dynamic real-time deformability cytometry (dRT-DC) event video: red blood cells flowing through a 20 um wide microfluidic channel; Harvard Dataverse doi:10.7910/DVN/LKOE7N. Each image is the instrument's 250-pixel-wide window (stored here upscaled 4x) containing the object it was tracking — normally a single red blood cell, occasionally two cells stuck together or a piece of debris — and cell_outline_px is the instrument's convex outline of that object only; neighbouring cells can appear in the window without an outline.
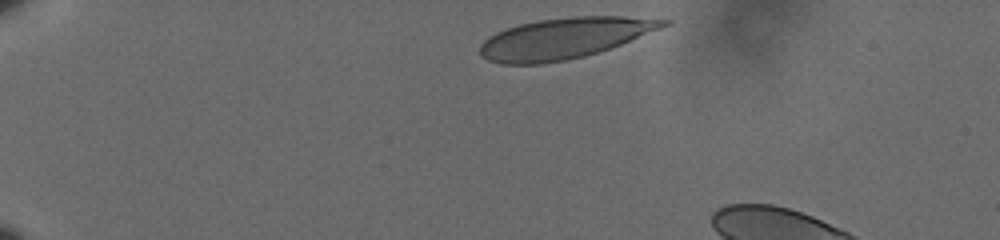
{"species": "human", "species_latin": "Homo sapiens", "temperature_condition": "cold", "stored_images_in_passage": 4, "camera_frame_rate_fps": 3000, "um_per_image_px": 0.085, "donor": {"sex": "male"}, "frame": {"image": 1, "passage_image": 1, "time_ms": 0.0, "image_size_px": [1000, 240], "cell_outline_px": [[672, 20], [668, 24], [660, 28], [620, 44], [584, 56], [568, 60], [540, 64], [500, 64], [488, 60], [480, 56], [480, 44], [488, 36], [504, 28], [536, 20], [572, 16], [624, 16]], "centroid_in_image_um": [47.89, 3.25], "position_along_channel_um": 37.1, "area_um2": 43.52}}